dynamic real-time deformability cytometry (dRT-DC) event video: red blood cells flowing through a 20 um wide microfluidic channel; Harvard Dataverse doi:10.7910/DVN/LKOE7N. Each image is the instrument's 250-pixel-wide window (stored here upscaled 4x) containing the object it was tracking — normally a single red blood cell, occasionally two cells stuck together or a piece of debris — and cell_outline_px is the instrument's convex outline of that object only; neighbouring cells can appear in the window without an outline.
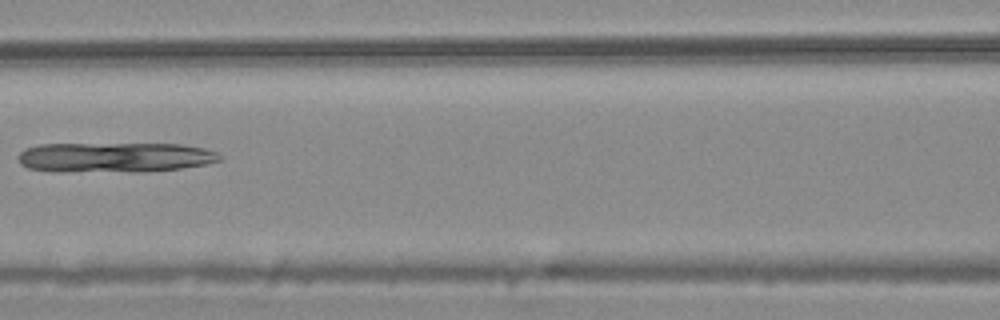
{"species": "common noctule bat (a hibernating species)", "species_latin": "Nyctalus noctula", "temperature_condition": "warm", "stored_images_in_passage": 8, "camera_frame_rate_fps": 3000, "um_per_image_px": 0.085, "animal": {"sex": "male", "body_mass_g": 20.4}, "frame": {"image": 1, "passage_image": 7, "time_ms": 2.0, "image_size_px": [1000, 320], "cell_outline_px": [[224, 156], [220, 160], [208, 164], [180, 168], [144, 172], [60, 172], [28, 168], [20, 164], [20, 152], [24, 148], [40, 144], [180, 144], [204, 148], [216, 152]], "centroid_in_image_um": [9.77, 13.38], "position_along_channel_um": 156.8, "area_um2": 35.6}}
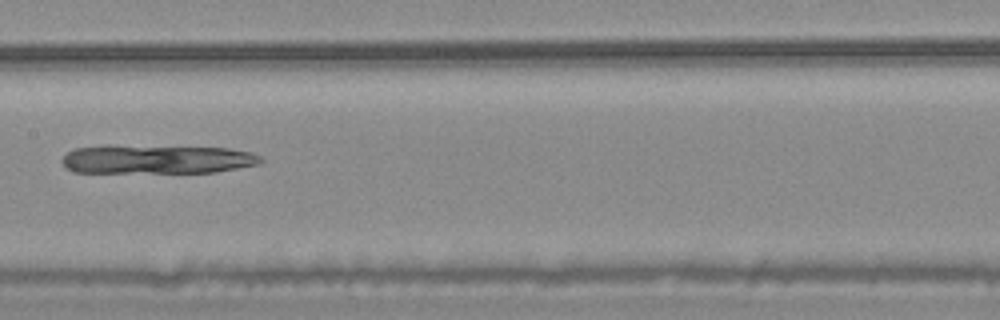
{"frame": {"image": 2, "passage_image": 8, "time_ms": 2.333, "image_size_px": [1000, 320], "cell_outline_px": [[264, 160], [260, 164], [216, 172], [72, 172], [64, 168], [64, 156], [68, 152], [76, 148], [108, 144], [112, 144], [228, 148], [252, 152], [260, 156]], "centroid_in_image_um": [13.34, 13.52], "position_along_channel_um": 194.1, "area_um2": 33.99}}